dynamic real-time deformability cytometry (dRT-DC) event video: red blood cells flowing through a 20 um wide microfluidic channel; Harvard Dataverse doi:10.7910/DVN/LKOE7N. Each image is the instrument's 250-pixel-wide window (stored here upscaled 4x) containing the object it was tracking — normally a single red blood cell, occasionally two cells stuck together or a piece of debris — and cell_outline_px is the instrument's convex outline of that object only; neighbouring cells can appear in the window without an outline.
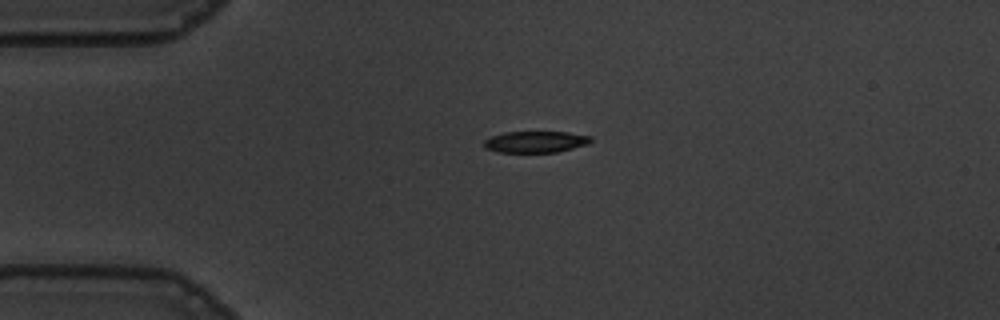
{"species": "common noctule bat (a hibernating species)", "species_latin": "Nyctalus noctula", "temperature_condition": "warm", "stored_images_in_passage": 43, "camera_frame_rate_fps": 3000, "um_per_image_px": 0.085, "animal": {"sex": "male", "body_mass_g": 19.5, "forearm_length_mm": 54.6}, "frame": {"image": 1, "passage_image": 1, "time_ms": 0.0, "image_size_px": [1000, 320], "cell_outline_px": [[592, 140], [588, 144], [556, 152], [496, 152], [484, 148], [484, 140], [492, 136], [504, 132], [568, 132], [592, 136]], "centroid_in_image_um": [45.51, 12.05], "position_along_channel_um": 39.5, "area_um2": 13.35}}
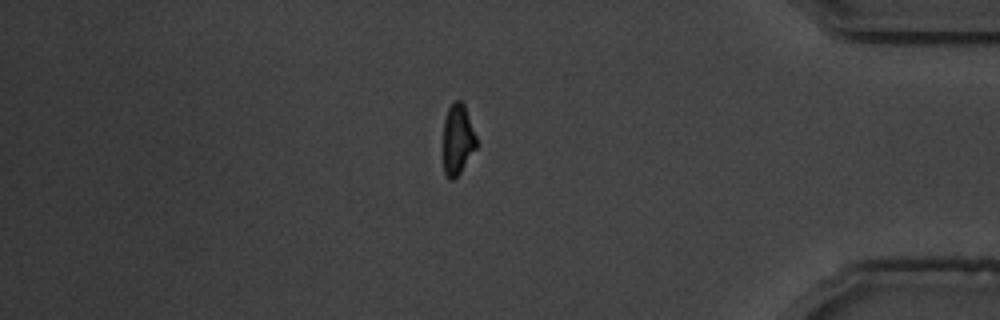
{"frame": {"image": 2, "passage_image": 35, "time_ms": 11.333, "image_size_px": [1000, 320], "cell_outline_px": [[476, 148], [460, 172], [452, 180], [448, 180], [444, 172], [444, 120], [448, 108], [456, 100], [460, 100], [464, 104], [476, 136]], "centroid_in_image_um": [38.9, 11.85], "position_along_channel_um": 396.3, "area_um2": 13.41}}
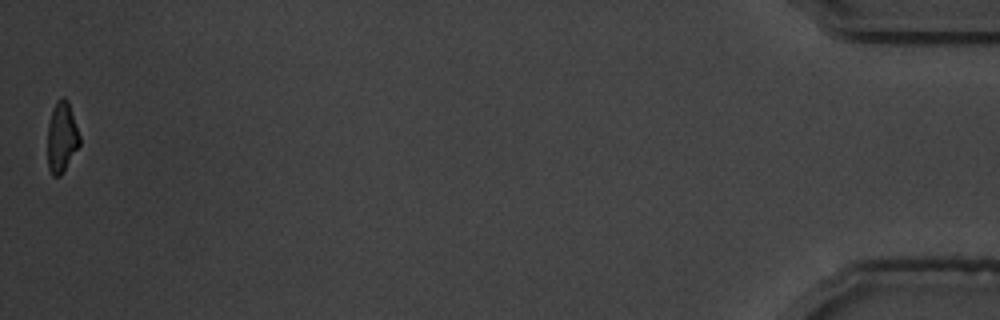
{"frame": {"image": 3, "passage_image": 43, "time_ms": 14.0, "image_size_px": [1000, 320], "cell_outline_px": [[80, 144], [64, 172], [60, 176], [52, 176], [48, 168], [48, 124], [56, 100], [60, 96], [64, 96], [68, 100], [80, 136]], "centroid_in_image_um": [5.25, 11.66], "position_along_channel_um": 429.9, "area_um2": 13.29}, "authors_computed_cell_mechanics": {"area_um2": 14.45, "velocity_mm_per_s": 3.6646, "shape_relaxation_time_tau1_ms": 3.1612, "shape_relaxation_time_tau2_ms": 4.4527, "deformation_change_tau1": 0.1684, "deformation_change_tau2": 0.1156}}